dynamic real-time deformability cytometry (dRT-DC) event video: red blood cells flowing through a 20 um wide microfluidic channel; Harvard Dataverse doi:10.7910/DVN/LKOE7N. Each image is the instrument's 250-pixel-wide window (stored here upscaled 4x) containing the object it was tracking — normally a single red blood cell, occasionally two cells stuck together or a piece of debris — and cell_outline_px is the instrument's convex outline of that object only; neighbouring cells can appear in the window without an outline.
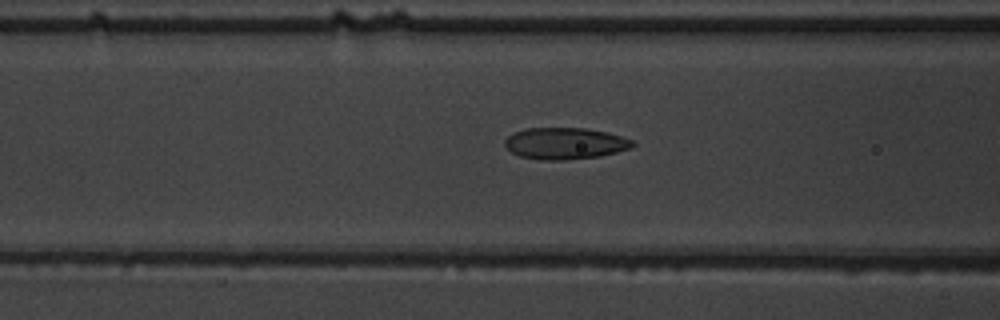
{"species": "common noctule bat (a hibernating species)", "species_latin": "Nyctalus noctula", "temperature_condition": "warm", "stored_images_in_passage": 56, "camera_frame_rate_fps": 3000, "um_per_image_px": 0.085, "animal": {"sex": "male", "body_mass_g": 19.5, "forearm_length_mm": 54.6}, "frame": {"image": 1, "passage_image": 23, "time_ms": 7.333, "image_size_px": [1000, 320], "cell_outline_px": [[636, 144], [632, 148], [600, 156], [564, 160], [540, 160], [520, 156], [512, 152], [504, 144], [504, 140], [512, 132], [524, 128], [584, 128], [608, 132], [632, 140]], "centroid_in_image_um": [48.02, 12.18], "position_along_channel_um": 118.6, "area_um2": 23.64}}
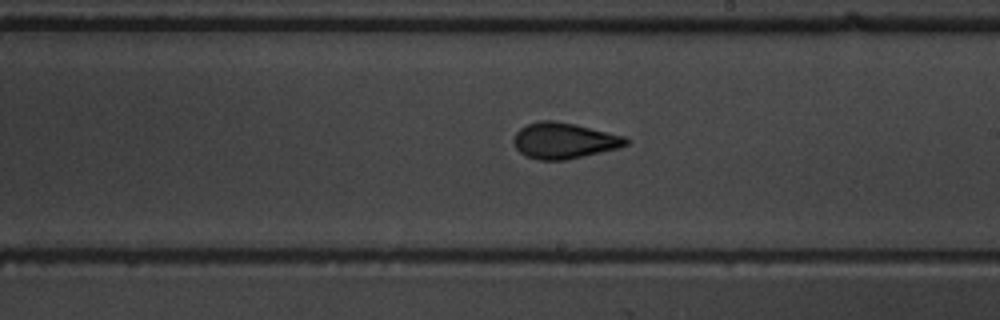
{"frame": {"image": 2, "passage_image": 33, "time_ms": 10.667, "image_size_px": [1000, 320], "cell_outline_px": [[628, 144], [616, 148], [564, 160], [536, 160], [524, 156], [516, 148], [512, 140], [516, 132], [520, 128], [528, 124], [540, 120], [552, 120], [572, 124], [624, 136], [628, 140]], "centroid_in_image_um": [47.86, 11.96], "position_along_channel_um": 241.1, "area_um2": 23.12}}
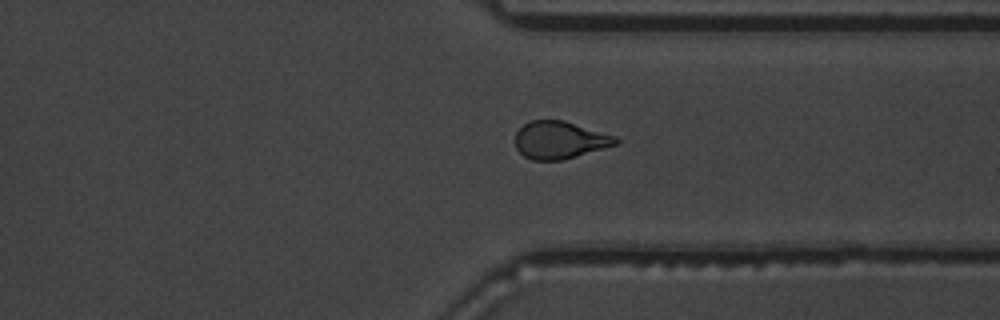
{"frame": {"image": 3, "passage_image": 43, "time_ms": 14.0, "image_size_px": [1000, 320], "cell_outline_px": [[620, 140], [616, 144], [604, 148], [564, 160], [532, 160], [524, 156], [516, 148], [516, 132], [524, 124], [532, 120], [564, 120], [616, 136]], "centroid_in_image_um": [47.58, 11.9], "position_along_channel_um": 363.8, "area_um2": 21.91}, "authors_computed_cell_mechanics": {"area_um2": 23.3512, "velocity_mm_per_s": 3.6845, "shape_relaxation_time_tau1_ms": 8.1176, "shape_relaxation_time_tau2_ms": 1.5733, "deformation_change_tau1": 0.199, "deformation_change_tau2": 0.0881}}